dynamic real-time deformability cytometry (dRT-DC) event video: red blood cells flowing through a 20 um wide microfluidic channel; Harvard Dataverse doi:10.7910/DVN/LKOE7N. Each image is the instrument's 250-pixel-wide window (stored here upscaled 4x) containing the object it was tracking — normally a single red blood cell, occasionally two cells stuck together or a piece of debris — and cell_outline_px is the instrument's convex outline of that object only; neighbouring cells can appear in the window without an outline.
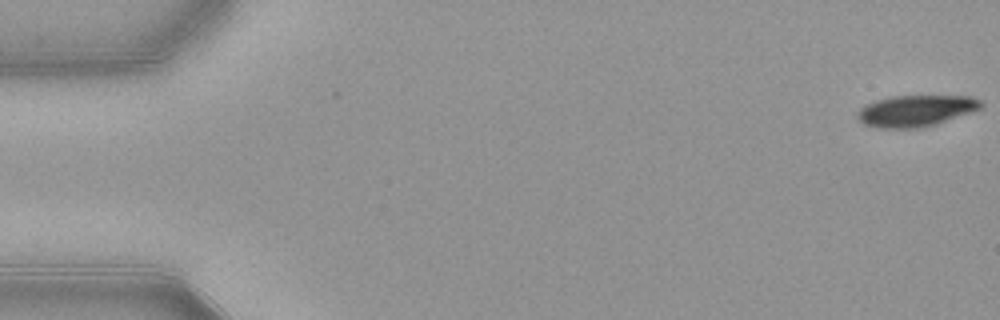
{"species": "common noctule bat (a hibernating species)", "species_latin": "Nyctalus noctula", "temperature_condition": "warm", "stored_images_in_passage": 53, "camera_frame_rate_fps": 3000, "um_per_image_px": 0.085, "animal": {"sex": "female", "body_mass_g": 21.9}, "frame": {"image": 1, "passage_image": 1, "time_ms": 0.0, "image_size_px": [1000, 320], "cell_outline_px": [[984, 104], [980, 108], [936, 124], [920, 128], [876, 128], [864, 124], [856, 116], [856, 112], [864, 104], [876, 100], [892, 96], [972, 96], [980, 100]], "centroid_in_image_um": [77.79, 9.41], "position_along_channel_um": 7.2, "area_um2": 22.54}}
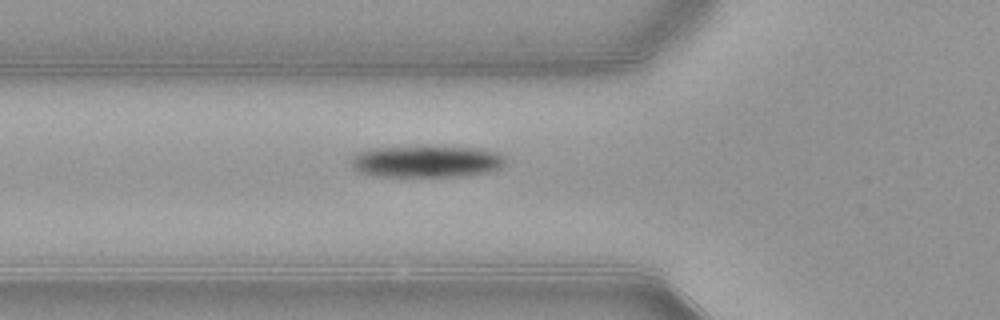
{"frame": {"image": 2, "passage_image": 19, "time_ms": 6.0, "image_size_px": [1000, 320], "cell_outline_px": [[504, 164], [500, 168], [488, 172], [468, 176], [420, 180], [376, 176], [360, 172], [352, 168], [352, 156], [356, 152], [372, 148], [420, 144], [476, 148], [496, 152], [504, 156]], "centroid_in_image_um": [36.21, 13.75], "position_along_channel_um": 89.6, "area_um2": 30.87}}
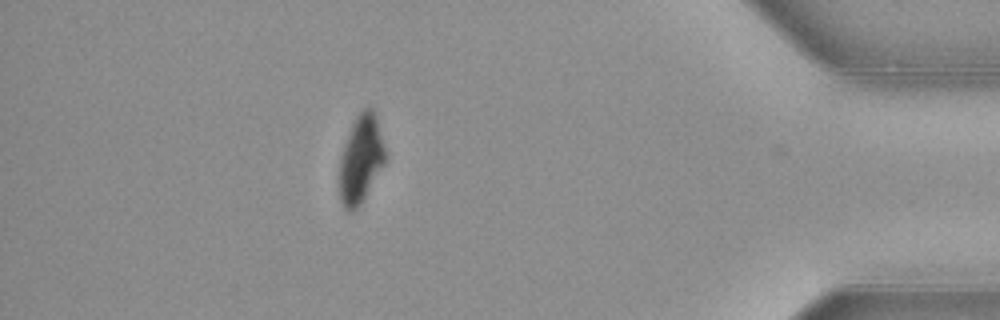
{"frame": {"image": 3, "passage_image": 47, "time_ms": 15.333, "image_size_px": [1000, 320], "cell_outline_px": [[384, 164], [364, 200], [352, 212], [348, 212], [344, 208], [340, 200], [340, 156], [348, 132], [356, 116], [364, 108], [372, 108], [376, 112], [384, 148]], "centroid_in_image_um": [30.66, 13.53], "position_along_channel_um": 404.5, "area_um2": 23.35}, "authors_computed_cell_mechanics": {"area_um2": 26.01, "velocity_mm_per_s": 3.8944, "shape_relaxation_time_tau1_ms": 1.9061, "shape_relaxation_time_tau2_ms": null, "deformation_change_tau1": 0.1317, "deformation_change_tau2": null}}